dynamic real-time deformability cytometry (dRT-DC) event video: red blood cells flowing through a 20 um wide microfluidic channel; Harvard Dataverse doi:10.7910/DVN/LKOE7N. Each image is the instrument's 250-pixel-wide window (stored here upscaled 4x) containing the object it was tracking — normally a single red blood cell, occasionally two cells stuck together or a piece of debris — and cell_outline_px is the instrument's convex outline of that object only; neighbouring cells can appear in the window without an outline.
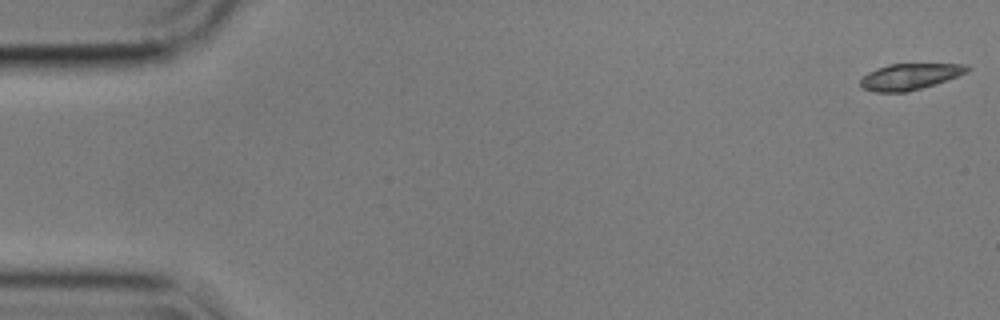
{"species": "common noctule bat (a hibernating species)", "species_latin": "Nyctalus noctula", "temperature_condition": "cold", "stored_images_in_passage": 56, "camera_frame_rate_fps": 3000, "um_per_image_px": 0.085, "animal": {"sex": "male", "body_mass_g": 17.9}, "frame": {"image": 1, "passage_image": 1, "time_ms": 0.0, "image_size_px": [1000, 320], "cell_outline_px": [[972, 68], [968, 72], [936, 84], [908, 92], [872, 92], [860, 88], [860, 80], [868, 72], [876, 68], [888, 64], [968, 64]], "centroid_in_image_um": [77.33, 6.51], "position_along_channel_um": 7.7, "area_um2": 16.53}}
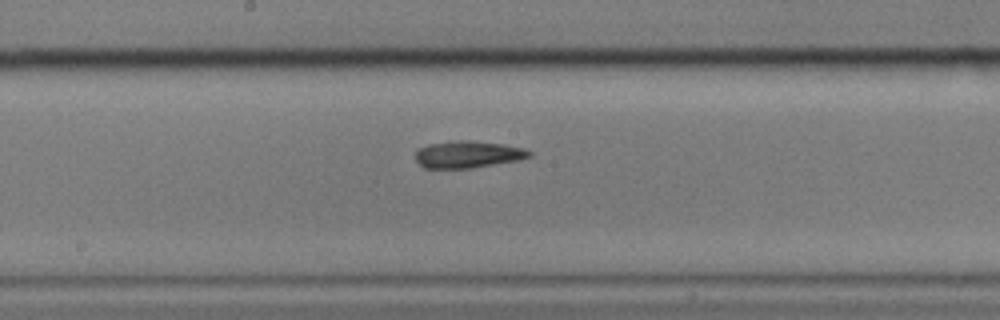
{"frame": {"image": 2, "passage_image": 29, "time_ms": 9.333, "image_size_px": [1000, 320], "cell_outline_px": [[532, 156], [520, 160], [472, 168], [424, 168], [416, 160], [416, 148], [428, 144], [460, 140], [468, 140], [504, 144], [524, 148], [532, 152]], "centroid_in_image_um": [39.79, 13.12], "position_along_channel_um": 208.4, "area_um2": 18.03}}
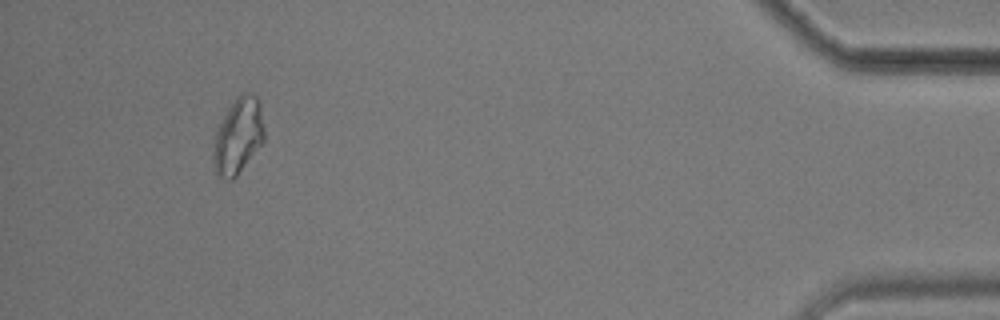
{"frame": {"image": 3, "passage_image": 52, "time_ms": 17.0, "image_size_px": [1000, 320], "cell_outline_px": [[264, 140], [236, 176], [232, 180], [228, 180], [216, 176], [212, 160], [212, 152], [216, 128], [228, 108], [236, 96], [240, 92], [248, 92], [256, 96], [260, 104], [264, 128]], "centroid_in_image_um": [20.21, 11.55], "position_along_channel_um": 415.0, "area_um2": 22.72}, "authors_computed_cell_mechanics": {"area_um2": 17.7735, "velocity_mm_per_s": 3.5555, "shape_relaxation_time_tau1_ms": 10.0959, "shape_relaxation_time_tau2_ms": 5.3379, "deformation_change_tau1": 0.2223, "deformation_change_tau2": 0.1468}}